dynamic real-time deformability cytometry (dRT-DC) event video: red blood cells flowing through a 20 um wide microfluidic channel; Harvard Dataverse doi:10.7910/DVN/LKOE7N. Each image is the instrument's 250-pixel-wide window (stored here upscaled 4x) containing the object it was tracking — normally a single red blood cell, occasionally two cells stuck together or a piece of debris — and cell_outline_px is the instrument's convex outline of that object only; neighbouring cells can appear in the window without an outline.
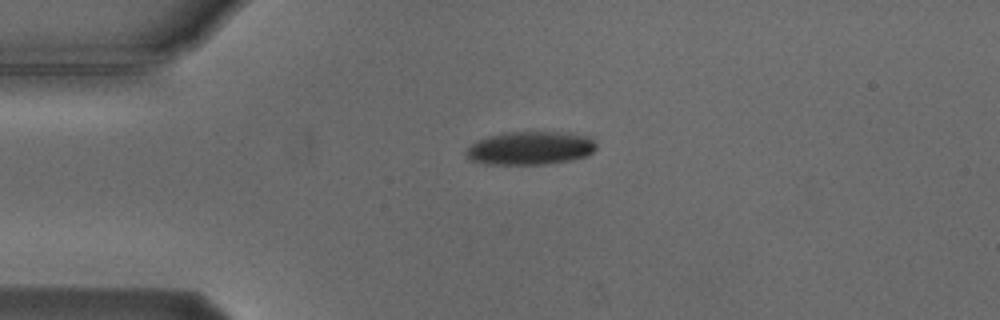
{"species": "Egyptian fruit bat (a non-hibernating species)", "species_latin": "Rousettus aegyptiacus", "temperature_condition": "cold", "stored_images_in_passage": 6, "camera_frame_rate_fps": 3000, "um_per_image_px": 0.085, "animal": {"sex": "male"}, "frame": {"image": 1, "passage_image": 1, "time_ms": 0.0, "image_size_px": [1000, 320], "cell_outline_px": [[596, 148], [592, 152], [584, 156], [572, 160], [548, 164], [484, 164], [468, 160], [468, 148], [476, 140], [488, 136], [508, 132], [556, 132], [588, 136], [596, 144]], "centroid_in_image_um": [45.05, 12.6], "position_along_channel_um": 39.9, "area_um2": 25.09}}
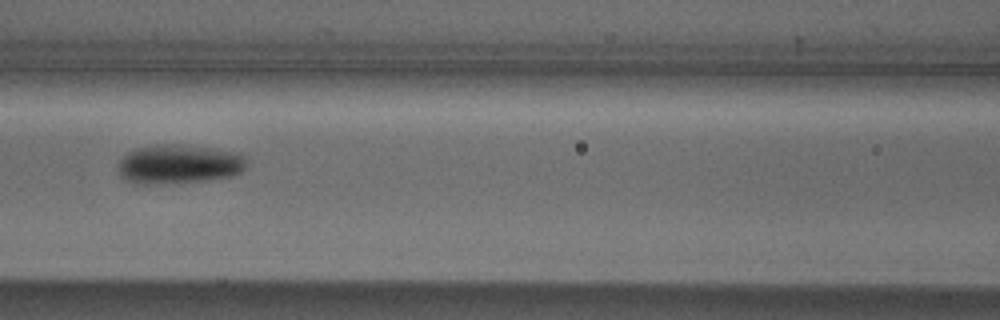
{"frame": {"image": 2, "passage_image": 4, "time_ms": 3.667, "image_size_px": [1000, 320], "cell_outline_px": [[244, 168], [240, 172], [232, 176], [200, 180], [164, 184], [136, 184], [124, 180], [120, 176], [120, 160], [128, 152], [136, 148], [156, 144], [180, 144], [240, 152], [244, 156]], "centroid_in_image_um": [15.17, 13.95], "position_along_channel_um": 151.4, "area_um2": 29.25}}
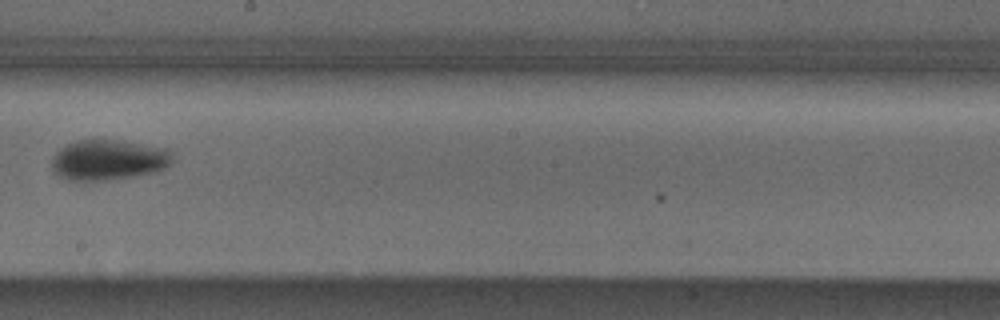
{"frame": {"image": 3, "passage_image": 6, "time_ms": 6.0, "image_size_px": [1000, 320], "cell_outline_px": [[172, 160], [164, 168], [156, 172], [136, 176], [104, 180], [68, 180], [60, 176], [52, 168], [52, 160], [56, 152], [60, 148], [68, 144], [80, 140], [124, 140], [168, 148], [172, 152]], "centroid_in_image_um": [9.26, 13.58], "position_along_channel_um": 238.9, "area_um2": 28.44}}